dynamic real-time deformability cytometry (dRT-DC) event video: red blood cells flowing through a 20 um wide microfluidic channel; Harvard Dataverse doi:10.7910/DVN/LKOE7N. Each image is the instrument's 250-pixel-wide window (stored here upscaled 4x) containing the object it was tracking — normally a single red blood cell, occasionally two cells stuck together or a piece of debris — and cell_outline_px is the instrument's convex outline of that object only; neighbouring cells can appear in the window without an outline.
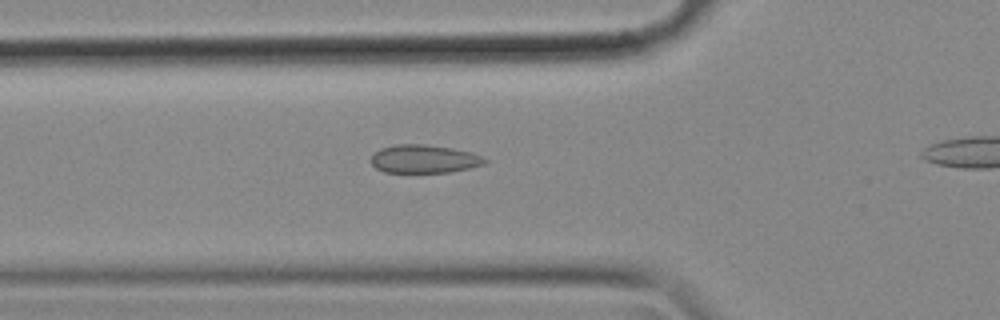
{"species": "common noctule bat (a hibernating species)", "species_latin": "Nyctalus noctula", "temperature_condition": "cold", "stored_images_in_passage": 34, "camera_frame_rate_fps": 3000, "um_per_image_px": 0.085, "animal": {"sex": "female", "body_mass_g": 18.4}, "frame": {"image": 1, "passage_image": 7, "time_ms": 2.0, "image_size_px": [1000, 320], "cell_outline_px": [[488, 160], [484, 164], [468, 168], [448, 172], [384, 172], [376, 168], [372, 164], [372, 156], [380, 148], [396, 144], [424, 144], [452, 148], [472, 152]], "centroid_in_image_um": [36.04, 13.5], "position_along_channel_um": 89.8, "area_um2": 18.55}}
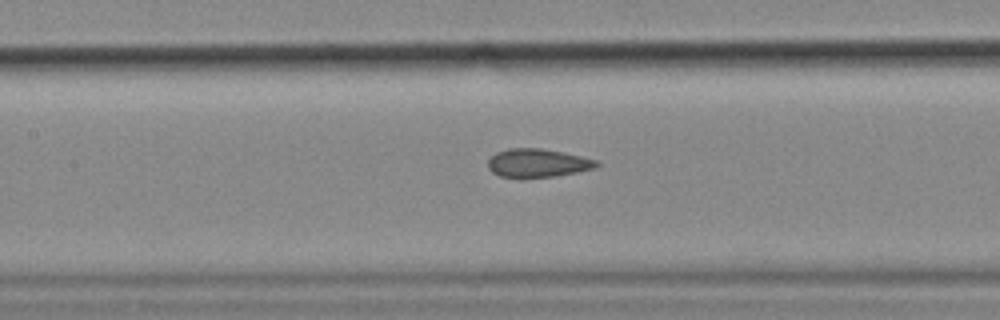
{"frame": {"image": 2, "passage_image": 13, "time_ms": 4.0, "image_size_px": [1000, 320], "cell_outline_px": [[600, 164], [596, 168], [556, 176], [500, 176], [492, 172], [488, 168], [488, 160], [496, 152], [508, 148], [540, 148], [580, 156], [596, 160]], "centroid_in_image_um": [45.69, 13.84], "position_along_channel_um": 161.7, "area_um2": 17.57}}
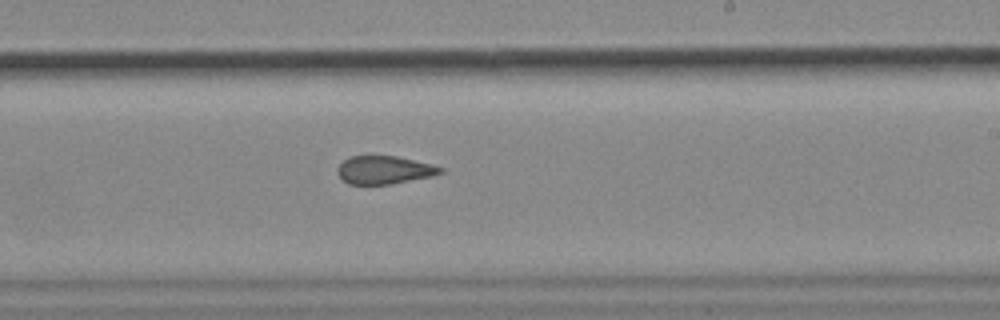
{"frame": {"image": 3, "passage_image": 21, "time_ms": 6.667, "image_size_px": [1000, 320], "cell_outline_px": [[444, 172], [432, 176], [392, 184], [348, 184], [336, 172], [336, 168], [344, 160], [352, 156], [396, 156], [444, 168]], "centroid_in_image_um": [32.64, 14.45], "position_along_channel_um": 256.4, "area_um2": 16.65}}